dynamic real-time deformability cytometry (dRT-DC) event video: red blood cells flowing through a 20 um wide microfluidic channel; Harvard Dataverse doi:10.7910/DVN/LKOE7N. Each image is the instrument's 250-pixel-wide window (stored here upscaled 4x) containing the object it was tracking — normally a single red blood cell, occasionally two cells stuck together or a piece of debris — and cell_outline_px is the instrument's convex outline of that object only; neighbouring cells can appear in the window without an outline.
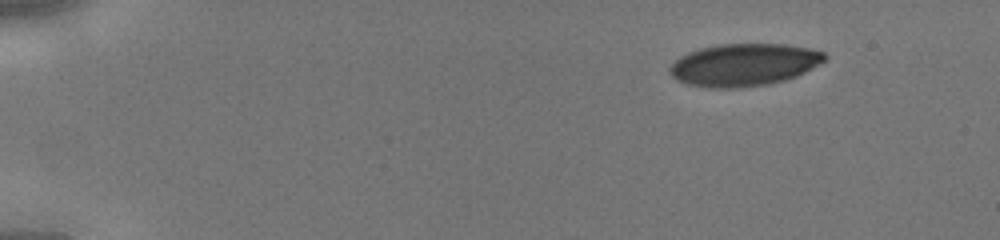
{"species": "human", "species_latin": "Homo sapiens", "temperature_condition": "cold", "stored_images_in_passage": 40, "camera_frame_rate_fps": 3000, "um_per_image_px": 0.085, "donor": {"sex": "male"}, "frame": {"image": 1, "passage_image": 1, "time_ms": 0.0, "image_size_px": [1000, 240], "cell_outline_px": [[828, 56], [820, 64], [796, 76], [784, 80], [768, 84], [736, 88], [708, 88], [688, 84], [676, 80], [668, 72], [668, 68], [680, 56], [688, 52], [700, 48], [720, 44], [784, 44], [808, 48], [824, 52]], "centroid_in_image_um": [63.21, 5.51], "position_along_channel_um": 21.8, "area_um2": 38.32}}
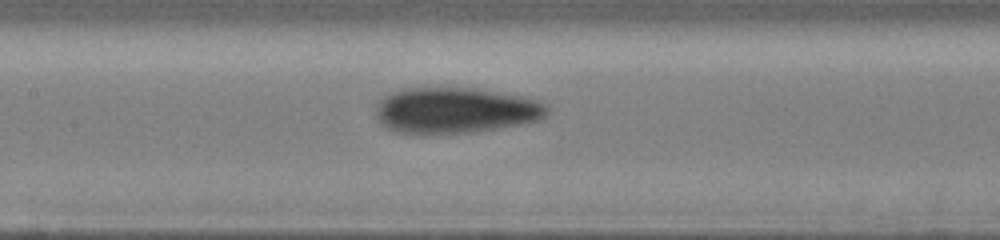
{"frame": {"image": 2, "passage_image": 18, "time_ms": 5.667, "image_size_px": [1000, 240], "cell_outline_px": [[548, 112], [540, 120], [520, 124], [472, 132], [424, 136], [396, 132], [380, 124], [376, 116], [376, 104], [380, 96], [404, 88], [472, 88], [520, 96], [540, 100], [548, 104]], "centroid_in_image_um": [38.64, 9.4], "position_along_channel_um": 168.8, "area_um2": 46.53}}
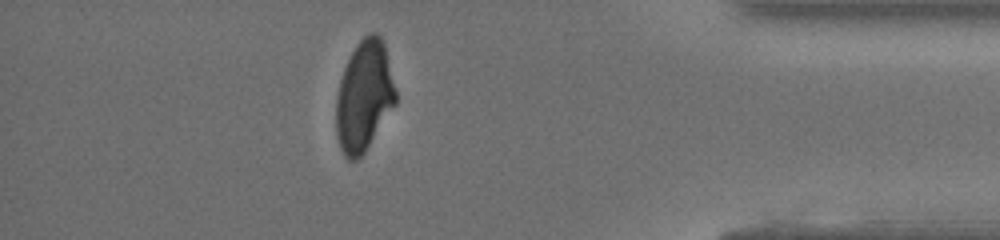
{"frame": {"image": 3, "passage_image": 35, "time_ms": 11.333, "image_size_px": [1000, 240], "cell_outline_px": [[396, 104], [364, 152], [356, 160], [348, 160], [344, 156], [340, 148], [336, 136], [336, 96], [340, 80], [344, 68], [356, 44], [368, 32], [376, 32], [380, 36], [384, 44], [396, 92]], "centroid_in_image_um": [30.93, 8.18], "position_along_channel_um": 404.3, "area_um2": 38.21}}